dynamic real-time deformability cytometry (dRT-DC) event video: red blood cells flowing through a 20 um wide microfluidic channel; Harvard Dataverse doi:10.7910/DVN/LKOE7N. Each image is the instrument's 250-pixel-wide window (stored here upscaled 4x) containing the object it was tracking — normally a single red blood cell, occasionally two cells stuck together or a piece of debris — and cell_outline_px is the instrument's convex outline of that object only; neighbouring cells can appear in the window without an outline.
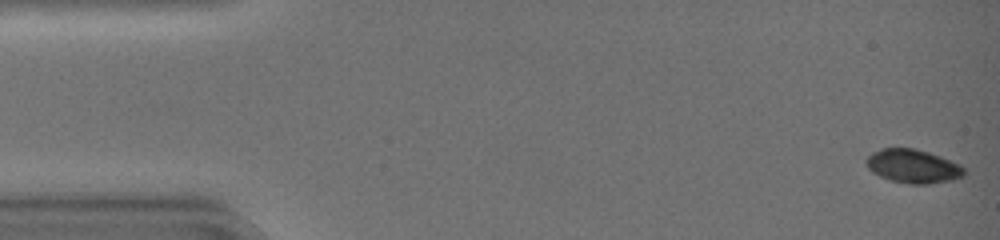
{"species": "common noctule bat (a hibernating species)", "species_latin": "Nyctalus noctula", "temperature_condition": "warm", "stored_images_in_passage": 44, "camera_frame_rate_fps": 3000, "um_per_image_px": 0.085, "animal": {"sex": "female", "body_mass_g": 19.0, "forearm_length_mm": 51.5}, "frame": {"image": 1, "passage_image": 1, "time_ms": 0.0, "image_size_px": [1000, 240], "cell_outline_px": [[964, 176], [952, 180], [928, 184], [912, 184], [888, 180], [872, 172], [868, 168], [864, 160], [872, 152], [884, 148], [912, 148], [928, 152], [940, 156], [960, 164], [964, 168]], "centroid_in_image_um": [77.59, 14.13], "position_along_channel_um": 7.4, "area_um2": 19.25}}
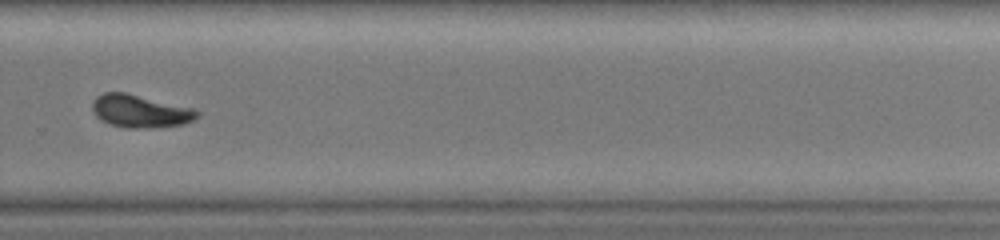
{"frame": {"image": 2, "passage_image": 31, "time_ms": 10.0, "image_size_px": [1000, 240], "cell_outline_px": [[200, 116], [184, 124], [148, 128], [128, 128], [108, 124], [100, 120], [96, 116], [92, 108], [92, 104], [96, 96], [104, 92], [124, 92], [196, 108], [200, 112]], "centroid_in_image_um": [11.93, 9.45], "position_along_channel_um": 317.9, "area_um2": 20.23}}
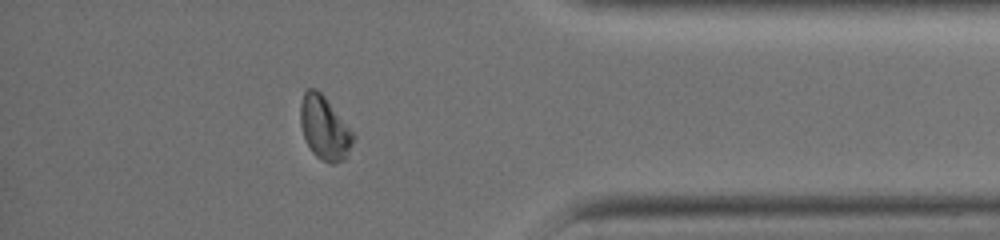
{"frame": {"image": 3, "passage_image": 38, "time_ms": 12.333, "image_size_px": [1000, 240], "cell_outline_px": [[356, 136], [344, 160], [336, 164], [328, 164], [316, 156], [312, 152], [304, 136], [300, 124], [300, 104], [304, 92], [308, 88], [316, 88], [324, 96]], "centroid_in_image_um": [27.57, 10.89], "position_along_channel_um": 407.6, "area_um2": 19.42}, "authors_computed_cell_mechanics": {"area_um2": 19.941, "velocity_mm_per_s": 4.4375, "shape_relaxation_time_tau1_ms": 6.2987, "shape_relaxation_time_tau2_ms": 1.0772, "deformation_change_tau1": 0.1385, "deformation_change_tau2": 0.0489}}